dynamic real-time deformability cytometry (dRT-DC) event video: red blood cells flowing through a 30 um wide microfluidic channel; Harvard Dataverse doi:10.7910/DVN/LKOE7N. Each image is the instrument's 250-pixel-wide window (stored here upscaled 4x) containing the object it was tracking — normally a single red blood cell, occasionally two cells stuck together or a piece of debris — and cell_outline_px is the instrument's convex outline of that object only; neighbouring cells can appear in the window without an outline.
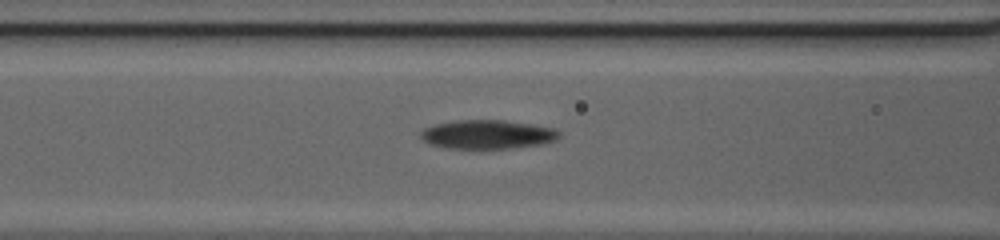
{"species": "common noctule bat (a hibernating species)", "species_latin": "Nyctalus noctula", "temperature_condition": "cold", "stored_images_in_passage": 20, "camera_frame_rate_fps": 3000, "um_per_image_px": 0.085, "animal": {"sex": "female", "body_mass_g": 20.0, "forearm_length_mm": 54.0}, "frame": {"image": 1, "passage_image": 18, "time_ms": 5.667, "image_size_px": [1000, 240], "cell_outline_px": [[560, 136], [556, 140], [540, 144], [508, 148], [448, 148], [432, 144], [424, 140], [420, 136], [420, 132], [424, 128], [436, 124], [460, 120], [500, 120], [528, 124], [552, 128], [560, 132]], "centroid_in_image_um": [41.42, 11.42], "position_along_channel_um": 125.2, "area_um2": 22.83}}